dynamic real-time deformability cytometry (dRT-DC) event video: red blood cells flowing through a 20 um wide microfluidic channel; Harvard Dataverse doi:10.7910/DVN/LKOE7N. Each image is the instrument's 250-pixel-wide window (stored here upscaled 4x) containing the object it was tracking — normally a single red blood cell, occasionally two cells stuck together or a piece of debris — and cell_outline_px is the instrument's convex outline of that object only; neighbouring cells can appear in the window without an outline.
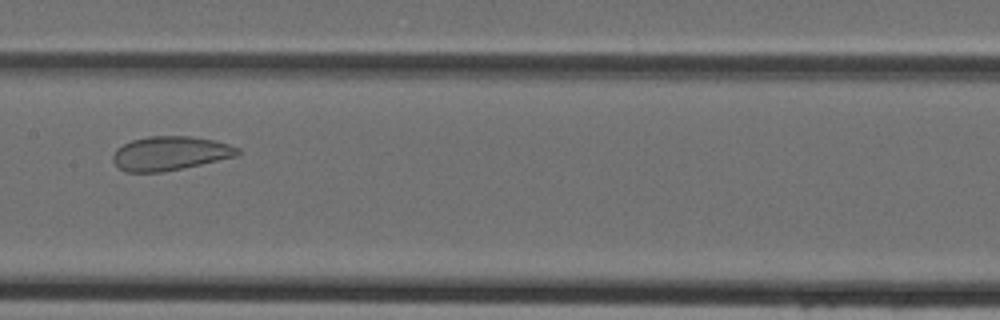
{"species": "Egyptian fruit bat (a non-hibernating species)", "species_latin": "Rousettus aegyptiacus", "temperature_condition": "cold", "stored_images_in_passage": 45, "camera_frame_rate_fps": 3000, "um_per_image_px": 0.085, "animal": {"sex": "female"}, "frame": {"image": 1, "passage_image": 23, "time_ms": 7.333, "image_size_px": [1000, 320], "cell_outline_px": [[240, 152], [236, 156], [164, 172], [124, 172], [112, 160], [112, 156], [116, 148], [132, 140], [148, 136], [192, 136], [216, 140], [240, 148]], "centroid_in_image_um": [14.44, 13.03], "position_along_channel_um": 193.0, "area_um2": 24.74}}
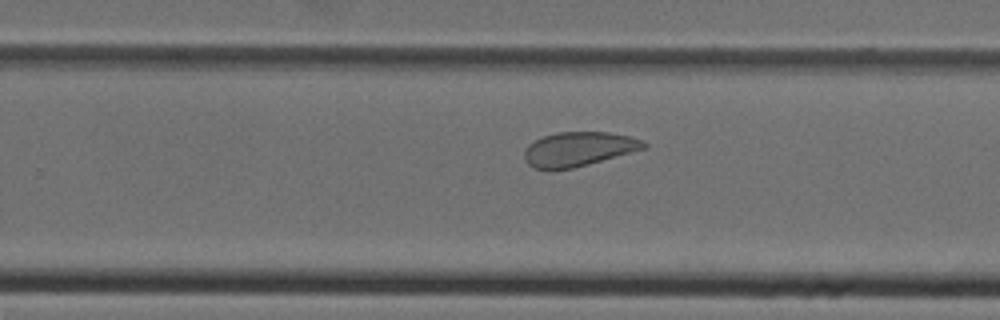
{"frame": {"image": 2, "passage_image": 29, "time_ms": 9.333, "image_size_px": [1000, 320], "cell_outline_px": [[648, 148], [588, 164], [572, 168], [532, 168], [524, 160], [524, 152], [528, 144], [544, 136], [556, 132], [608, 132], [628, 136], [640, 140], [648, 144]], "centroid_in_image_um": [49.18, 12.66], "position_along_channel_um": 280.6, "area_um2": 23.64}}
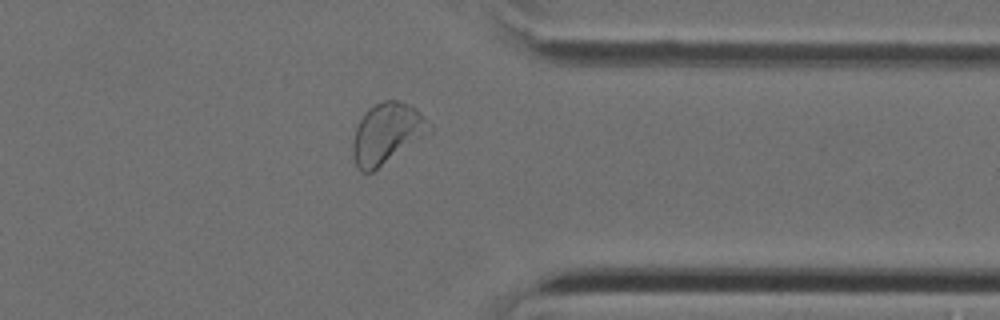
{"frame": {"image": 3, "passage_image": 36, "time_ms": 11.667, "image_size_px": [1000, 320], "cell_outline_px": [[432, 132], [372, 172], [360, 172], [352, 156], [352, 144], [356, 128], [364, 112], [368, 108], [384, 100], [400, 100], [416, 108], [420, 112], [432, 128]], "centroid_in_image_um": [32.88, 11.34], "position_along_channel_um": 378.5, "area_um2": 27.05}}